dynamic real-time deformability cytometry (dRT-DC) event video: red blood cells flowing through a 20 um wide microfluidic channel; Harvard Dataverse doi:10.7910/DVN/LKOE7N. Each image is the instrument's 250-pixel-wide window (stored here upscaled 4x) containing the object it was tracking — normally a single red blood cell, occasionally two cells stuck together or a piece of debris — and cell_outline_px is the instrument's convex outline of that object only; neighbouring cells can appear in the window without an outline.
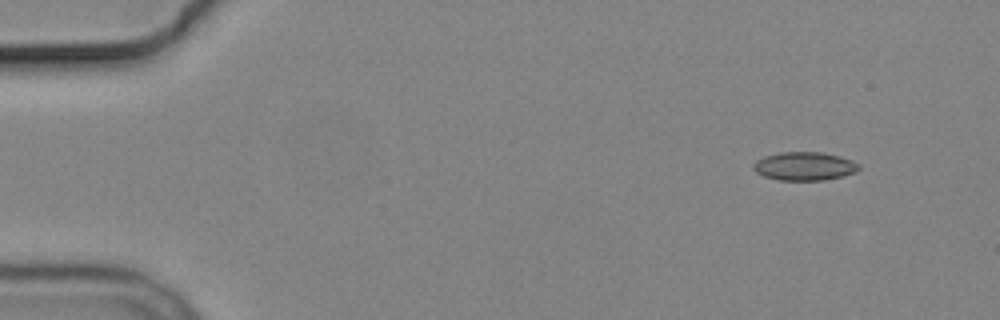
{"species": "common noctule bat (a hibernating species)", "species_latin": "Nyctalus noctula", "temperature_condition": "cold", "stored_images_in_passage": 4, "camera_frame_rate_fps": 3000, "um_per_image_px": 0.085, "animal": {"sex": "male", "body_mass_g": 19.2, "forearm_length_mm": 51.8}, "frame": {"image": 1, "passage_image": 1, "time_ms": 0.0, "image_size_px": [1000, 320], "cell_outline_px": [[860, 168], [856, 172], [844, 176], [824, 180], [776, 180], [764, 176], [756, 172], [752, 168], [752, 164], [756, 160], [764, 156], [780, 152], [824, 152], [840, 156], [852, 160], [860, 164]], "centroid_in_image_um": [68.38, 14.12], "position_along_channel_um": 16.6, "area_um2": 17.74}}